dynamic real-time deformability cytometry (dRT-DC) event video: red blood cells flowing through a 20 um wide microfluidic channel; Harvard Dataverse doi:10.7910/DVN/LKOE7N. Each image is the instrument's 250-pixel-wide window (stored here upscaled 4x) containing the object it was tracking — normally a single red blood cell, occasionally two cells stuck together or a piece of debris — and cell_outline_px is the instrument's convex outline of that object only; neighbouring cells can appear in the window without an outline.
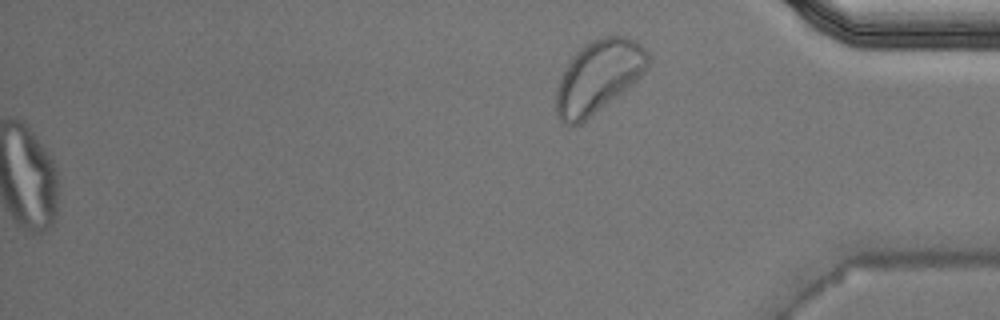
{"species": "Egyptian fruit bat (a non-hibernating species)", "species_latin": "Rousettus aegyptiacus", "temperature_condition": "warm", "stored_images_in_passage": 40, "camera_frame_rate_fps": 3000, "um_per_image_px": 0.085, "animal": {"sex": "male"}, "frame": {"image": 1, "passage_image": 40, "time_ms": 13.0, "image_size_px": [1000, 320], "cell_outline_px": [[648, 68], [632, 84], [580, 124], [564, 124], [556, 116], [556, 88], [564, 68], [572, 56], [584, 44], [596, 36], [628, 36], [636, 40], [648, 52]], "centroid_in_image_um": [50.84, 6.47], "position_along_channel_um": 384.4, "area_um2": 38.73}}